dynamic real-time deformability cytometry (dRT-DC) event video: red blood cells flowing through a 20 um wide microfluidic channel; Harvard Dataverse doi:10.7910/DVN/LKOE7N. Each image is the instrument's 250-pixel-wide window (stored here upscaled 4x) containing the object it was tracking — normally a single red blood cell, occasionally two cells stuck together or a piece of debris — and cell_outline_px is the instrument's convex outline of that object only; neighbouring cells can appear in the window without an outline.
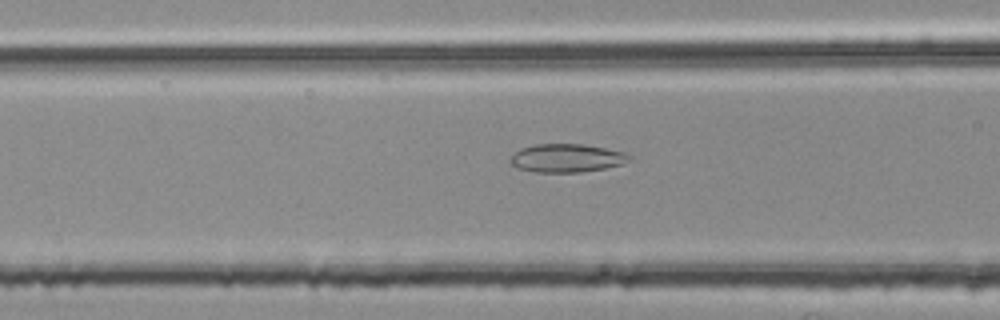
{"species": "common noctule bat (a hibernating species)", "species_latin": "Nyctalus noctula", "temperature_condition": "room temperature", "stored_images_in_passage": 35, "camera_frame_rate_fps": 3000, "um_per_image_px": 0.085, "animal": {"sex": "female", "body_mass_g": 25.1}, "frame": {"image": 1, "passage_image": 7, "time_ms": 2.0, "image_size_px": [1000, 320], "cell_outline_px": [[632, 156], [624, 164], [604, 168], [580, 172], [536, 172], [516, 168], [508, 160], [520, 148], [536, 144], [580, 144], [604, 148], [624, 152]], "centroid_in_image_um": [48.15, 13.44], "position_along_channel_um": 118.5, "area_um2": 19.54}}
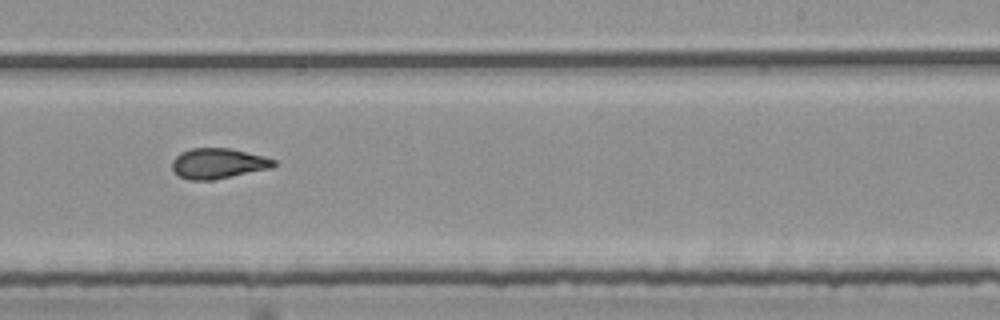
{"frame": {"image": 2, "passage_image": 19, "time_ms": 6.0, "image_size_px": [1000, 320], "cell_outline_px": [[276, 164], [272, 168], [212, 180], [188, 180], [180, 176], [172, 168], [172, 160], [180, 152], [188, 148], [232, 148], [264, 156], [276, 160]], "centroid_in_image_um": [18.54, 13.88], "position_along_channel_um": 270.5, "area_um2": 18.09}}
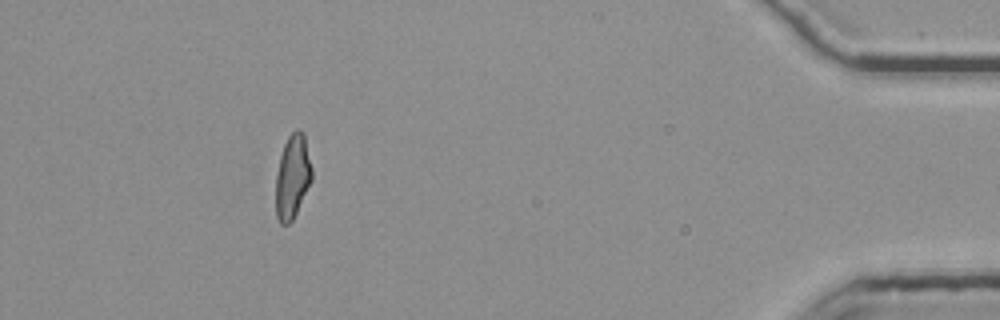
{"frame": {"image": 3, "passage_image": 35, "time_ms": 11.333, "image_size_px": [1000, 320], "cell_outline_px": [[312, 180], [292, 220], [288, 224], [280, 224], [276, 216], [276, 172], [280, 156], [284, 144], [288, 136], [296, 128], [300, 128], [304, 132], [312, 168]], "centroid_in_image_um": [24.86, 14.97], "position_along_channel_um": 410.3, "area_um2": 17.74}, "authors_computed_cell_mechanics": {"area_um2": 18.0336, "velocity_mm_per_s": 3.811, "shape_relaxation_time_tau1_ms": null, "shape_relaxation_time_tau2_ms": 1.6281, "deformation_change_tau1": null, "deformation_change_tau2": 0.0856}}